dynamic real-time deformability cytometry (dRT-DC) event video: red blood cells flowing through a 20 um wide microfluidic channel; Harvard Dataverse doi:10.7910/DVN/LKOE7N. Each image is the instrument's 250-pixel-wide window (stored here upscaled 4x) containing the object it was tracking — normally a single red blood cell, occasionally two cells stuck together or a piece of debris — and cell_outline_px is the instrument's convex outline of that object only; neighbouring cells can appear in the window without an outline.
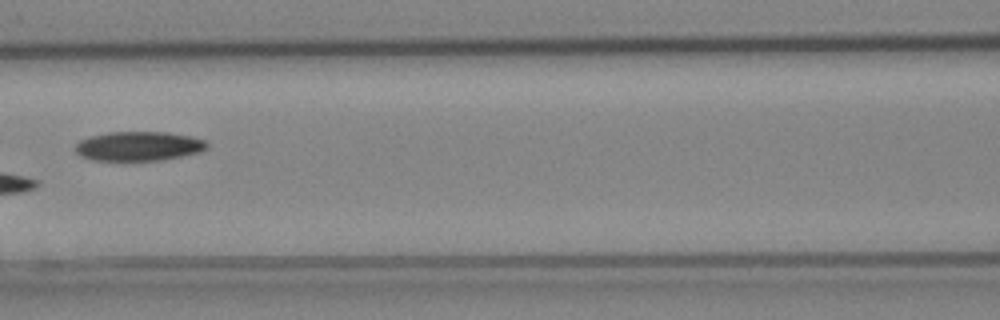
{"species": "Egyptian fruit bat (a non-hibernating species)", "species_latin": "Rousettus aegyptiacus", "temperature_condition": "cold", "stored_images_in_passage": 6, "camera_frame_rate_fps": 3000, "um_per_image_px": 0.085, "animal": {"sex": "female"}, "frame": {"image": 1, "passage_image": 6, "time_ms": 1.667, "image_size_px": [1000, 320], "cell_outline_px": [[208, 148], [200, 152], [160, 160], [92, 160], [80, 156], [76, 152], [76, 144], [80, 140], [88, 136], [108, 132], [168, 132], [192, 136], [204, 140], [208, 144]], "centroid_in_image_um": [11.78, 12.41], "position_along_channel_um": 154.8, "area_um2": 22.54}}